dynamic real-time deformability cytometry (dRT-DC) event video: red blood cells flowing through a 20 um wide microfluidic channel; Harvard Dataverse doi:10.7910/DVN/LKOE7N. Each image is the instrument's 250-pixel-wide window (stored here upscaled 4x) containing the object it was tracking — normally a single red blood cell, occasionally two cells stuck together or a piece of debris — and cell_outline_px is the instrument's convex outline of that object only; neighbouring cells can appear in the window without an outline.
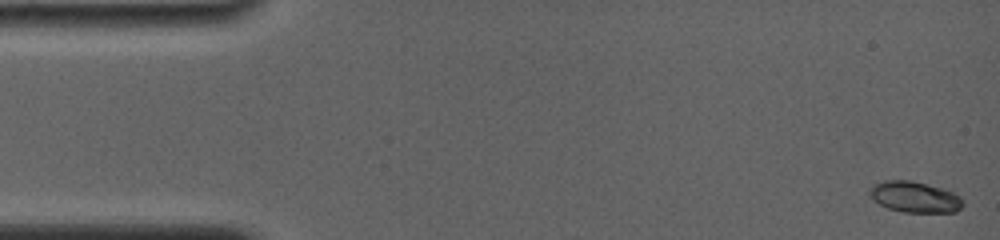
{"species": "common noctule bat (a hibernating species)", "species_latin": "Nyctalus noctula", "temperature_condition": "room temperature", "stored_images_in_passage": 30, "camera_frame_rate_fps": 4000, "um_per_image_px": 0.085, "animal": {"sex": "female", "body_mass_g": 19.0, "forearm_length_mm": 56.7}, "frame": {"image": 1, "passage_image": 1, "time_ms": 0.0, "image_size_px": [1000, 240], "cell_outline_px": [[964, 204], [956, 212], [904, 212], [888, 208], [872, 200], [868, 192], [876, 184], [884, 180], [908, 180], [928, 184], [944, 188], [960, 196], [964, 200]], "centroid_in_image_um": [77.78, 16.74], "position_along_channel_um": 7.2, "area_um2": 16.88}}
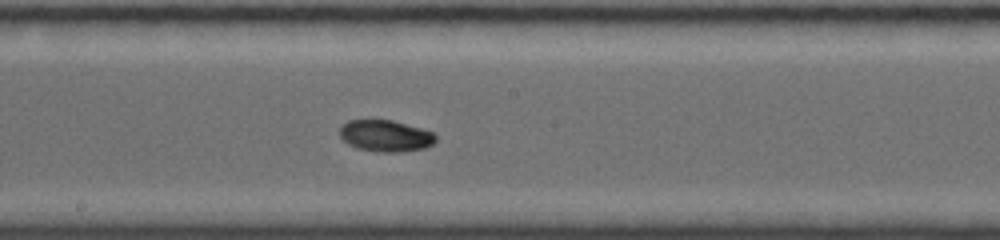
{"frame": {"image": 2, "passage_image": 16, "time_ms": 8.75, "image_size_px": [1000, 240], "cell_outline_px": [[436, 140], [432, 144], [424, 148], [400, 152], [380, 152], [356, 148], [348, 144], [340, 136], [340, 128], [348, 120], [392, 120], [420, 128], [432, 132], [436, 136]], "centroid_in_image_um": [32.76, 11.55], "position_along_channel_um": 215.4, "area_um2": 17.51}}
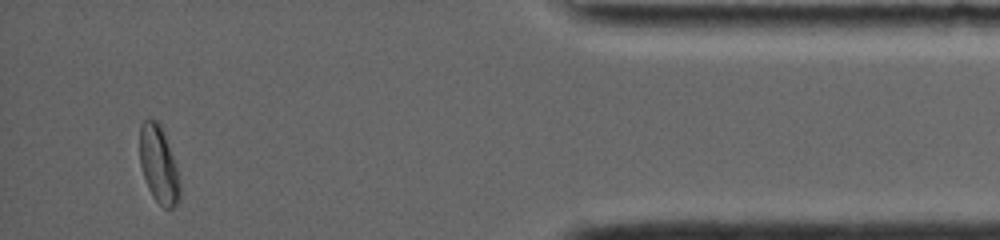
{"frame": {"image": 3, "passage_image": 28, "time_ms": 15.25, "image_size_px": [1000, 240], "cell_outline_px": [[180, 196], [176, 204], [172, 208], [164, 208], [152, 196], [148, 188], [140, 164], [140, 124], [144, 120], [156, 120], [160, 124], [176, 164], [180, 184]], "centroid_in_image_um": [13.49, 14.0], "position_along_channel_um": 421.7, "area_um2": 17.86}, "authors_computed_cell_mechanics": {"area_um2": 17.3978, "velocity_mm_per_s": 3.8184, "shape_relaxation_time_tau1_ms": 4.655, "shape_relaxation_time_tau2_ms": 2.3596, "deformation_change_tau1": 0.1637, "deformation_change_tau2": 0.0348}}